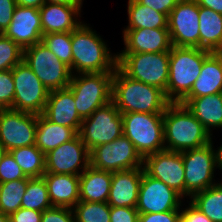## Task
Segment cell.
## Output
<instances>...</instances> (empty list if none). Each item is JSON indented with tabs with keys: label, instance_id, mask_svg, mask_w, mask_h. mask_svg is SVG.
<instances>
[{
	"label": "cell",
	"instance_id": "obj_1",
	"mask_svg": "<svg viewBox=\"0 0 222 222\" xmlns=\"http://www.w3.org/2000/svg\"><path fill=\"white\" fill-rule=\"evenodd\" d=\"M112 102L121 114H163L171 103L164 91L130 78L118 66L112 79Z\"/></svg>",
	"mask_w": 222,
	"mask_h": 222
},
{
	"label": "cell",
	"instance_id": "obj_2",
	"mask_svg": "<svg viewBox=\"0 0 222 222\" xmlns=\"http://www.w3.org/2000/svg\"><path fill=\"white\" fill-rule=\"evenodd\" d=\"M109 49L107 42L82 22L72 31V74L114 72L117 54Z\"/></svg>",
	"mask_w": 222,
	"mask_h": 222
},
{
	"label": "cell",
	"instance_id": "obj_3",
	"mask_svg": "<svg viewBox=\"0 0 222 222\" xmlns=\"http://www.w3.org/2000/svg\"><path fill=\"white\" fill-rule=\"evenodd\" d=\"M165 150L183 152L200 148L212 137L185 105L171 102L163 113Z\"/></svg>",
	"mask_w": 222,
	"mask_h": 222
},
{
	"label": "cell",
	"instance_id": "obj_4",
	"mask_svg": "<svg viewBox=\"0 0 222 222\" xmlns=\"http://www.w3.org/2000/svg\"><path fill=\"white\" fill-rule=\"evenodd\" d=\"M211 52L201 48L172 46L169 52V78L165 95L170 102H180L199 77L204 59Z\"/></svg>",
	"mask_w": 222,
	"mask_h": 222
},
{
	"label": "cell",
	"instance_id": "obj_5",
	"mask_svg": "<svg viewBox=\"0 0 222 222\" xmlns=\"http://www.w3.org/2000/svg\"><path fill=\"white\" fill-rule=\"evenodd\" d=\"M113 75L114 72L72 74L68 88L82 119L112 101Z\"/></svg>",
	"mask_w": 222,
	"mask_h": 222
},
{
	"label": "cell",
	"instance_id": "obj_6",
	"mask_svg": "<svg viewBox=\"0 0 222 222\" xmlns=\"http://www.w3.org/2000/svg\"><path fill=\"white\" fill-rule=\"evenodd\" d=\"M121 115L123 135L143 159L165 150L163 114L129 112Z\"/></svg>",
	"mask_w": 222,
	"mask_h": 222
},
{
	"label": "cell",
	"instance_id": "obj_7",
	"mask_svg": "<svg viewBox=\"0 0 222 222\" xmlns=\"http://www.w3.org/2000/svg\"><path fill=\"white\" fill-rule=\"evenodd\" d=\"M117 66L130 78L166 92L169 78V52H117Z\"/></svg>",
	"mask_w": 222,
	"mask_h": 222
},
{
	"label": "cell",
	"instance_id": "obj_8",
	"mask_svg": "<svg viewBox=\"0 0 222 222\" xmlns=\"http://www.w3.org/2000/svg\"><path fill=\"white\" fill-rule=\"evenodd\" d=\"M185 169V197L216 185L215 169H218V154L213 140L200 148L181 152Z\"/></svg>",
	"mask_w": 222,
	"mask_h": 222
},
{
	"label": "cell",
	"instance_id": "obj_9",
	"mask_svg": "<svg viewBox=\"0 0 222 222\" xmlns=\"http://www.w3.org/2000/svg\"><path fill=\"white\" fill-rule=\"evenodd\" d=\"M23 61L48 91L69 86L72 77L70 67L60 61L42 42L24 49Z\"/></svg>",
	"mask_w": 222,
	"mask_h": 222
},
{
	"label": "cell",
	"instance_id": "obj_10",
	"mask_svg": "<svg viewBox=\"0 0 222 222\" xmlns=\"http://www.w3.org/2000/svg\"><path fill=\"white\" fill-rule=\"evenodd\" d=\"M79 135L89 152L123 135L122 115L111 101L83 119Z\"/></svg>",
	"mask_w": 222,
	"mask_h": 222
},
{
	"label": "cell",
	"instance_id": "obj_11",
	"mask_svg": "<svg viewBox=\"0 0 222 222\" xmlns=\"http://www.w3.org/2000/svg\"><path fill=\"white\" fill-rule=\"evenodd\" d=\"M12 75L15 85L13 110L43 114L49 95L43 83L24 61L12 69Z\"/></svg>",
	"mask_w": 222,
	"mask_h": 222
},
{
	"label": "cell",
	"instance_id": "obj_12",
	"mask_svg": "<svg viewBox=\"0 0 222 222\" xmlns=\"http://www.w3.org/2000/svg\"><path fill=\"white\" fill-rule=\"evenodd\" d=\"M143 160L134 144L124 135L90 151V166L98 170L117 172L143 167Z\"/></svg>",
	"mask_w": 222,
	"mask_h": 222
},
{
	"label": "cell",
	"instance_id": "obj_13",
	"mask_svg": "<svg viewBox=\"0 0 222 222\" xmlns=\"http://www.w3.org/2000/svg\"><path fill=\"white\" fill-rule=\"evenodd\" d=\"M199 5L195 0H180L168 16L172 46L200 48Z\"/></svg>",
	"mask_w": 222,
	"mask_h": 222
},
{
	"label": "cell",
	"instance_id": "obj_14",
	"mask_svg": "<svg viewBox=\"0 0 222 222\" xmlns=\"http://www.w3.org/2000/svg\"><path fill=\"white\" fill-rule=\"evenodd\" d=\"M37 116L13 109H0V143L7 152L35 145Z\"/></svg>",
	"mask_w": 222,
	"mask_h": 222
},
{
	"label": "cell",
	"instance_id": "obj_15",
	"mask_svg": "<svg viewBox=\"0 0 222 222\" xmlns=\"http://www.w3.org/2000/svg\"><path fill=\"white\" fill-rule=\"evenodd\" d=\"M90 166V152L80 135L45 154V173L79 176Z\"/></svg>",
	"mask_w": 222,
	"mask_h": 222
},
{
	"label": "cell",
	"instance_id": "obj_16",
	"mask_svg": "<svg viewBox=\"0 0 222 222\" xmlns=\"http://www.w3.org/2000/svg\"><path fill=\"white\" fill-rule=\"evenodd\" d=\"M183 197L143 171L136 209L139 214L180 210Z\"/></svg>",
	"mask_w": 222,
	"mask_h": 222
},
{
	"label": "cell",
	"instance_id": "obj_17",
	"mask_svg": "<svg viewBox=\"0 0 222 222\" xmlns=\"http://www.w3.org/2000/svg\"><path fill=\"white\" fill-rule=\"evenodd\" d=\"M144 171L161 180L185 199V169L181 152L160 151L143 160Z\"/></svg>",
	"mask_w": 222,
	"mask_h": 222
},
{
	"label": "cell",
	"instance_id": "obj_18",
	"mask_svg": "<svg viewBox=\"0 0 222 222\" xmlns=\"http://www.w3.org/2000/svg\"><path fill=\"white\" fill-rule=\"evenodd\" d=\"M3 34L23 50L41 42L43 30L39 9L17 5L12 21Z\"/></svg>",
	"mask_w": 222,
	"mask_h": 222
},
{
	"label": "cell",
	"instance_id": "obj_19",
	"mask_svg": "<svg viewBox=\"0 0 222 222\" xmlns=\"http://www.w3.org/2000/svg\"><path fill=\"white\" fill-rule=\"evenodd\" d=\"M124 50L120 53L170 52L172 43L168 29H123Z\"/></svg>",
	"mask_w": 222,
	"mask_h": 222
},
{
	"label": "cell",
	"instance_id": "obj_20",
	"mask_svg": "<svg viewBox=\"0 0 222 222\" xmlns=\"http://www.w3.org/2000/svg\"><path fill=\"white\" fill-rule=\"evenodd\" d=\"M43 115L52 123L73 128L79 134L83 119L76 110L73 93L68 87L49 91Z\"/></svg>",
	"mask_w": 222,
	"mask_h": 222
},
{
	"label": "cell",
	"instance_id": "obj_21",
	"mask_svg": "<svg viewBox=\"0 0 222 222\" xmlns=\"http://www.w3.org/2000/svg\"><path fill=\"white\" fill-rule=\"evenodd\" d=\"M144 168L112 172V181L107 203L110 207L136 208Z\"/></svg>",
	"mask_w": 222,
	"mask_h": 222
},
{
	"label": "cell",
	"instance_id": "obj_22",
	"mask_svg": "<svg viewBox=\"0 0 222 222\" xmlns=\"http://www.w3.org/2000/svg\"><path fill=\"white\" fill-rule=\"evenodd\" d=\"M82 6L46 2L39 8L43 35L48 33L72 32L82 23L79 20Z\"/></svg>",
	"mask_w": 222,
	"mask_h": 222
},
{
	"label": "cell",
	"instance_id": "obj_23",
	"mask_svg": "<svg viewBox=\"0 0 222 222\" xmlns=\"http://www.w3.org/2000/svg\"><path fill=\"white\" fill-rule=\"evenodd\" d=\"M42 177L52 206L72 209L80 201L79 176L45 173Z\"/></svg>",
	"mask_w": 222,
	"mask_h": 222
},
{
	"label": "cell",
	"instance_id": "obj_24",
	"mask_svg": "<svg viewBox=\"0 0 222 222\" xmlns=\"http://www.w3.org/2000/svg\"><path fill=\"white\" fill-rule=\"evenodd\" d=\"M222 93V52H211L205 59L199 77L184 98Z\"/></svg>",
	"mask_w": 222,
	"mask_h": 222
},
{
	"label": "cell",
	"instance_id": "obj_25",
	"mask_svg": "<svg viewBox=\"0 0 222 222\" xmlns=\"http://www.w3.org/2000/svg\"><path fill=\"white\" fill-rule=\"evenodd\" d=\"M179 103L186 106L211 136L212 129L222 128V93L183 98Z\"/></svg>",
	"mask_w": 222,
	"mask_h": 222
},
{
	"label": "cell",
	"instance_id": "obj_26",
	"mask_svg": "<svg viewBox=\"0 0 222 222\" xmlns=\"http://www.w3.org/2000/svg\"><path fill=\"white\" fill-rule=\"evenodd\" d=\"M112 172L89 166L79 175L80 201L107 202Z\"/></svg>",
	"mask_w": 222,
	"mask_h": 222
},
{
	"label": "cell",
	"instance_id": "obj_27",
	"mask_svg": "<svg viewBox=\"0 0 222 222\" xmlns=\"http://www.w3.org/2000/svg\"><path fill=\"white\" fill-rule=\"evenodd\" d=\"M77 135L78 133L73 128L52 123L43 114L37 116L35 145L44 154Z\"/></svg>",
	"mask_w": 222,
	"mask_h": 222
},
{
	"label": "cell",
	"instance_id": "obj_28",
	"mask_svg": "<svg viewBox=\"0 0 222 222\" xmlns=\"http://www.w3.org/2000/svg\"><path fill=\"white\" fill-rule=\"evenodd\" d=\"M200 48L222 52V14L209 8L199 9Z\"/></svg>",
	"mask_w": 222,
	"mask_h": 222
},
{
	"label": "cell",
	"instance_id": "obj_29",
	"mask_svg": "<svg viewBox=\"0 0 222 222\" xmlns=\"http://www.w3.org/2000/svg\"><path fill=\"white\" fill-rule=\"evenodd\" d=\"M128 26L124 29H168V16L136 0H128Z\"/></svg>",
	"mask_w": 222,
	"mask_h": 222
},
{
	"label": "cell",
	"instance_id": "obj_30",
	"mask_svg": "<svg viewBox=\"0 0 222 222\" xmlns=\"http://www.w3.org/2000/svg\"><path fill=\"white\" fill-rule=\"evenodd\" d=\"M26 177L39 178L45 174V154L36 145L9 151Z\"/></svg>",
	"mask_w": 222,
	"mask_h": 222
},
{
	"label": "cell",
	"instance_id": "obj_31",
	"mask_svg": "<svg viewBox=\"0 0 222 222\" xmlns=\"http://www.w3.org/2000/svg\"><path fill=\"white\" fill-rule=\"evenodd\" d=\"M189 199L212 222H222V188L218 184L195 193Z\"/></svg>",
	"mask_w": 222,
	"mask_h": 222
},
{
	"label": "cell",
	"instance_id": "obj_32",
	"mask_svg": "<svg viewBox=\"0 0 222 222\" xmlns=\"http://www.w3.org/2000/svg\"><path fill=\"white\" fill-rule=\"evenodd\" d=\"M21 207L40 212L52 207L47 184L43 177H28L27 189L22 198Z\"/></svg>",
	"mask_w": 222,
	"mask_h": 222
},
{
	"label": "cell",
	"instance_id": "obj_33",
	"mask_svg": "<svg viewBox=\"0 0 222 222\" xmlns=\"http://www.w3.org/2000/svg\"><path fill=\"white\" fill-rule=\"evenodd\" d=\"M27 184L28 178L0 183V212L10 215L21 208Z\"/></svg>",
	"mask_w": 222,
	"mask_h": 222
},
{
	"label": "cell",
	"instance_id": "obj_34",
	"mask_svg": "<svg viewBox=\"0 0 222 222\" xmlns=\"http://www.w3.org/2000/svg\"><path fill=\"white\" fill-rule=\"evenodd\" d=\"M41 42L69 66L72 73V32L48 33L42 36Z\"/></svg>",
	"mask_w": 222,
	"mask_h": 222
},
{
	"label": "cell",
	"instance_id": "obj_35",
	"mask_svg": "<svg viewBox=\"0 0 222 222\" xmlns=\"http://www.w3.org/2000/svg\"><path fill=\"white\" fill-rule=\"evenodd\" d=\"M111 207L107 202L79 201L73 208L76 222H110Z\"/></svg>",
	"mask_w": 222,
	"mask_h": 222
},
{
	"label": "cell",
	"instance_id": "obj_36",
	"mask_svg": "<svg viewBox=\"0 0 222 222\" xmlns=\"http://www.w3.org/2000/svg\"><path fill=\"white\" fill-rule=\"evenodd\" d=\"M24 50L9 37L0 33V71L13 69L23 61Z\"/></svg>",
	"mask_w": 222,
	"mask_h": 222
},
{
	"label": "cell",
	"instance_id": "obj_37",
	"mask_svg": "<svg viewBox=\"0 0 222 222\" xmlns=\"http://www.w3.org/2000/svg\"><path fill=\"white\" fill-rule=\"evenodd\" d=\"M14 94L12 69L0 71V109H13Z\"/></svg>",
	"mask_w": 222,
	"mask_h": 222
},
{
	"label": "cell",
	"instance_id": "obj_38",
	"mask_svg": "<svg viewBox=\"0 0 222 222\" xmlns=\"http://www.w3.org/2000/svg\"><path fill=\"white\" fill-rule=\"evenodd\" d=\"M27 178L12 155L7 152L0 162V183Z\"/></svg>",
	"mask_w": 222,
	"mask_h": 222
},
{
	"label": "cell",
	"instance_id": "obj_39",
	"mask_svg": "<svg viewBox=\"0 0 222 222\" xmlns=\"http://www.w3.org/2000/svg\"><path fill=\"white\" fill-rule=\"evenodd\" d=\"M41 222H76L71 208L52 206L42 212Z\"/></svg>",
	"mask_w": 222,
	"mask_h": 222
},
{
	"label": "cell",
	"instance_id": "obj_40",
	"mask_svg": "<svg viewBox=\"0 0 222 222\" xmlns=\"http://www.w3.org/2000/svg\"><path fill=\"white\" fill-rule=\"evenodd\" d=\"M139 212L132 207H111L110 222H138Z\"/></svg>",
	"mask_w": 222,
	"mask_h": 222
},
{
	"label": "cell",
	"instance_id": "obj_41",
	"mask_svg": "<svg viewBox=\"0 0 222 222\" xmlns=\"http://www.w3.org/2000/svg\"><path fill=\"white\" fill-rule=\"evenodd\" d=\"M181 210L139 214L138 222H180Z\"/></svg>",
	"mask_w": 222,
	"mask_h": 222
},
{
	"label": "cell",
	"instance_id": "obj_42",
	"mask_svg": "<svg viewBox=\"0 0 222 222\" xmlns=\"http://www.w3.org/2000/svg\"><path fill=\"white\" fill-rule=\"evenodd\" d=\"M15 0H0V33L3 34L13 18Z\"/></svg>",
	"mask_w": 222,
	"mask_h": 222
},
{
	"label": "cell",
	"instance_id": "obj_43",
	"mask_svg": "<svg viewBox=\"0 0 222 222\" xmlns=\"http://www.w3.org/2000/svg\"><path fill=\"white\" fill-rule=\"evenodd\" d=\"M139 4L147 6L157 12L169 16L180 0H136Z\"/></svg>",
	"mask_w": 222,
	"mask_h": 222
},
{
	"label": "cell",
	"instance_id": "obj_44",
	"mask_svg": "<svg viewBox=\"0 0 222 222\" xmlns=\"http://www.w3.org/2000/svg\"><path fill=\"white\" fill-rule=\"evenodd\" d=\"M42 212L19 208L9 215V222H41Z\"/></svg>",
	"mask_w": 222,
	"mask_h": 222
},
{
	"label": "cell",
	"instance_id": "obj_45",
	"mask_svg": "<svg viewBox=\"0 0 222 222\" xmlns=\"http://www.w3.org/2000/svg\"><path fill=\"white\" fill-rule=\"evenodd\" d=\"M180 222H212L206 215L199 211L190 201L187 208H181Z\"/></svg>",
	"mask_w": 222,
	"mask_h": 222
},
{
	"label": "cell",
	"instance_id": "obj_46",
	"mask_svg": "<svg viewBox=\"0 0 222 222\" xmlns=\"http://www.w3.org/2000/svg\"><path fill=\"white\" fill-rule=\"evenodd\" d=\"M199 7L209 8L222 14V0H195Z\"/></svg>",
	"mask_w": 222,
	"mask_h": 222
},
{
	"label": "cell",
	"instance_id": "obj_47",
	"mask_svg": "<svg viewBox=\"0 0 222 222\" xmlns=\"http://www.w3.org/2000/svg\"><path fill=\"white\" fill-rule=\"evenodd\" d=\"M16 5L24 6V7H33V8H41L46 0H15Z\"/></svg>",
	"mask_w": 222,
	"mask_h": 222
},
{
	"label": "cell",
	"instance_id": "obj_48",
	"mask_svg": "<svg viewBox=\"0 0 222 222\" xmlns=\"http://www.w3.org/2000/svg\"><path fill=\"white\" fill-rule=\"evenodd\" d=\"M46 2L66 5H83V0H46Z\"/></svg>",
	"mask_w": 222,
	"mask_h": 222
},
{
	"label": "cell",
	"instance_id": "obj_49",
	"mask_svg": "<svg viewBox=\"0 0 222 222\" xmlns=\"http://www.w3.org/2000/svg\"><path fill=\"white\" fill-rule=\"evenodd\" d=\"M216 149L218 154V168H222V144Z\"/></svg>",
	"mask_w": 222,
	"mask_h": 222
},
{
	"label": "cell",
	"instance_id": "obj_50",
	"mask_svg": "<svg viewBox=\"0 0 222 222\" xmlns=\"http://www.w3.org/2000/svg\"><path fill=\"white\" fill-rule=\"evenodd\" d=\"M7 153V150L5 149V147L0 143V162L3 158V156Z\"/></svg>",
	"mask_w": 222,
	"mask_h": 222
},
{
	"label": "cell",
	"instance_id": "obj_51",
	"mask_svg": "<svg viewBox=\"0 0 222 222\" xmlns=\"http://www.w3.org/2000/svg\"><path fill=\"white\" fill-rule=\"evenodd\" d=\"M0 222H9V215L0 212Z\"/></svg>",
	"mask_w": 222,
	"mask_h": 222
},
{
	"label": "cell",
	"instance_id": "obj_52",
	"mask_svg": "<svg viewBox=\"0 0 222 222\" xmlns=\"http://www.w3.org/2000/svg\"><path fill=\"white\" fill-rule=\"evenodd\" d=\"M222 171V168H218ZM219 182V183H218ZM217 184L222 188V182L221 181H218Z\"/></svg>",
	"mask_w": 222,
	"mask_h": 222
}]
</instances>
